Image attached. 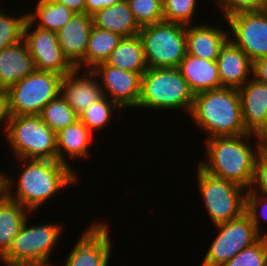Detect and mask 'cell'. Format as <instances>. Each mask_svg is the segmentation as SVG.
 <instances>
[{"mask_svg": "<svg viewBox=\"0 0 267 266\" xmlns=\"http://www.w3.org/2000/svg\"><path fill=\"white\" fill-rule=\"evenodd\" d=\"M148 68H178L187 53L186 25L161 21L141 27Z\"/></svg>", "mask_w": 267, "mask_h": 266, "instance_id": "7", "label": "cell"}, {"mask_svg": "<svg viewBox=\"0 0 267 266\" xmlns=\"http://www.w3.org/2000/svg\"><path fill=\"white\" fill-rule=\"evenodd\" d=\"M107 226L95 221L86 227L63 266H108L113 245Z\"/></svg>", "mask_w": 267, "mask_h": 266, "instance_id": "13", "label": "cell"}, {"mask_svg": "<svg viewBox=\"0 0 267 266\" xmlns=\"http://www.w3.org/2000/svg\"><path fill=\"white\" fill-rule=\"evenodd\" d=\"M34 12H27V18L37 27L57 32L75 14L63 4L51 0H38Z\"/></svg>", "mask_w": 267, "mask_h": 266, "instance_id": "27", "label": "cell"}, {"mask_svg": "<svg viewBox=\"0 0 267 266\" xmlns=\"http://www.w3.org/2000/svg\"><path fill=\"white\" fill-rule=\"evenodd\" d=\"M5 136L17 159L57 160L56 133L39 115H10Z\"/></svg>", "mask_w": 267, "mask_h": 266, "instance_id": "6", "label": "cell"}, {"mask_svg": "<svg viewBox=\"0 0 267 266\" xmlns=\"http://www.w3.org/2000/svg\"><path fill=\"white\" fill-rule=\"evenodd\" d=\"M121 108L103 95L99 100L91 104L79 116V120L94 134L105 127L115 114V111L121 113ZM114 112V113H113ZM113 113V114H112Z\"/></svg>", "mask_w": 267, "mask_h": 266, "instance_id": "29", "label": "cell"}, {"mask_svg": "<svg viewBox=\"0 0 267 266\" xmlns=\"http://www.w3.org/2000/svg\"><path fill=\"white\" fill-rule=\"evenodd\" d=\"M178 69L194 95L222 88L217 61H209L186 53Z\"/></svg>", "mask_w": 267, "mask_h": 266, "instance_id": "21", "label": "cell"}, {"mask_svg": "<svg viewBox=\"0 0 267 266\" xmlns=\"http://www.w3.org/2000/svg\"><path fill=\"white\" fill-rule=\"evenodd\" d=\"M5 173L0 172V198L5 194Z\"/></svg>", "mask_w": 267, "mask_h": 266, "instance_id": "42", "label": "cell"}, {"mask_svg": "<svg viewBox=\"0 0 267 266\" xmlns=\"http://www.w3.org/2000/svg\"><path fill=\"white\" fill-rule=\"evenodd\" d=\"M249 190L267 197V148H262L257 154L254 178Z\"/></svg>", "mask_w": 267, "mask_h": 266, "instance_id": "36", "label": "cell"}, {"mask_svg": "<svg viewBox=\"0 0 267 266\" xmlns=\"http://www.w3.org/2000/svg\"><path fill=\"white\" fill-rule=\"evenodd\" d=\"M0 9V51L23 40L27 13L9 16Z\"/></svg>", "mask_w": 267, "mask_h": 266, "instance_id": "30", "label": "cell"}, {"mask_svg": "<svg viewBox=\"0 0 267 266\" xmlns=\"http://www.w3.org/2000/svg\"><path fill=\"white\" fill-rule=\"evenodd\" d=\"M9 119H10V113H9L8 92L7 90L0 89V127L1 125H4L3 126L4 128H2L4 131V134H5Z\"/></svg>", "mask_w": 267, "mask_h": 266, "instance_id": "38", "label": "cell"}, {"mask_svg": "<svg viewBox=\"0 0 267 266\" xmlns=\"http://www.w3.org/2000/svg\"><path fill=\"white\" fill-rule=\"evenodd\" d=\"M223 18L239 12L259 11L267 8L264 0H214ZM218 3V4H217Z\"/></svg>", "mask_w": 267, "mask_h": 266, "instance_id": "35", "label": "cell"}, {"mask_svg": "<svg viewBox=\"0 0 267 266\" xmlns=\"http://www.w3.org/2000/svg\"><path fill=\"white\" fill-rule=\"evenodd\" d=\"M228 39V29L226 31L209 23L186 25V49L192 56L216 61Z\"/></svg>", "mask_w": 267, "mask_h": 266, "instance_id": "19", "label": "cell"}, {"mask_svg": "<svg viewBox=\"0 0 267 266\" xmlns=\"http://www.w3.org/2000/svg\"><path fill=\"white\" fill-rule=\"evenodd\" d=\"M263 238L265 239V241L267 243V232L263 233Z\"/></svg>", "mask_w": 267, "mask_h": 266, "instance_id": "43", "label": "cell"}, {"mask_svg": "<svg viewBox=\"0 0 267 266\" xmlns=\"http://www.w3.org/2000/svg\"><path fill=\"white\" fill-rule=\"evenodd\" d=\"M39 116L55 133H58L79 119V116L61 95L48 102Z\"/></svg>", "mask_w": 267, "mask_h": 266, "instance_id": "28", "label": "cell"}, {"mask_svg": "<svg viewBox=\"0 0 267 266\" xmlns=\"http://www.w3.org/2000/svg\"><path fill=\"white\" fill-rule=\"evenodd\" d=\"M92 19L93 26L117 33L122 37L136 36L141 29L126 0L104 7L93 14Z\"/></svg>", "mask_w": 267, "mask_h": 266, "instance_id": "23", "label": "cell"}, {"mask_svg": "<svg viewBox=\"0 0 267 266\" xmlns=\"http://www.w3.org/2000/svg\"><path fill=\"white\" fill-rule=\"evenodd\" d=\"M214 227L218 229V234L209 246L201 266H223L241 250L252 246L261 238L246 213Z\"/></svg>", "mask_w": 267, "mask_h": 266, "instance_id": "10", "label": "cell"}, {"mask_svg": "<svg viewBox=\"0 0 267 266\" xmlns=\"http://www.w3.org/2000/svg\"><path fill=\"white\" fill-rule=\"evenodd\" d=\"M190 115L208 138L247 134L238 89L222 87L194 95ZM209 134V135H208Z\"/></svg>", "mask_w": 267, "mask_h": 266, "instance_id": "3", "label": "cell"}, {"mask_svg": "<svg viewBox=\"0 0 267 266\" xmlns=\"http://www.w3.org/2000/svg\"><path fill=\"white\" fill-rule=\"evenodd\" d=\"M65 5L74 13H85V0H51Z\"/></svg>", "mask_w": 267, "mask_h": 266, "instance_id": "40", "label": "cell"}, {"mask_svg": "<svg viewBox=\"0 0 267 266\" xmlns=\"http://www.w3.org/2000/svg\"><path fill=\"white\" fill-rule=\"evenodd\" d=\"M124 0H85V13L92 16L104 7L123 2Z\"/></svg>", "mask_w": 267, "mask_h": 266, "instance_id": "37", "label": "cell"}, {"mask_svg": "<svg viewBox=\"0 0 267 266\" xmlns=\"http://www.w3.org/2000/svg\"><path fill=\"white\" fill-rule=\"evenodd\" d=\"M23 41L33 58L36 70L65 76L75 68L62 53L57 32L37 27L27 18Z\"/></svg>", "mask_w": 267, "mask_h": 266, "instance_id": "11", "label": "cell"}, {"mask_svg": "<svg viewBox=\"0 0 267 266\" xmlns=\"http://www.w3.org/2000/svg\"><path fill=\"white\" fill-rule=\"evenodd\" d=\"M246 191L245 213L250 217L258 234L263 237L260 229V221L262 220L260 217H263V219L267 221V197L251 192L248 189ZM259 213H261L262 216L261 214L259 216Z\"/></svg>", "mask_w": 267, "mask_h": 266, "instance_id": "34", "label": "cell"}, {"mask_svg": "<svg viewBox=\"0 0 267 266\" xmlns=\"http://www.w3.org/2000/svg\"><path fill=\"white\" fill-rule=\"evenodd\" d=\"M22 165L18 181L5 174V194L35 212L61 190L78 181L76 171L57 160L17 159ZM25 163V164H24ZM17 185V187L15 186ZM14 186V187H13ZM17 189L14 191V189Z\"/></svg>", "mask_w": 267, "mask_h": 266, "instance_id": "1", "label": "cell"}, {"mask_svg": "<svg viewBox=\"0 0 267 266\" xmlns=\"http://www.w3.org/2000/svg\"><path fill=\"white\" fill-rule=\"evenodd\" d=\"M238 94L246 131L256 135L267 120V84L251 77Z\"/></svg>", "mask_w": 267, "mask_h": 266, "instance_id": "18", "label": "cell"}, {"mask_svg": "<svg viewBox=\"0 0 267 266\" xmlns=\"http://www.w3.org/2000/svg\"><path fill=\"white\" fill-rule=\"evenodd\" d=\"M194 93L178 68H147L142 74L137 108L186 110L192 108Z\"/></svg>", "mask_w": 267, "mask_h": 266, "instance_id": "4", "label": "cell"}, {"mask_svg": "<svg viewBox=\"0 0 267 266\" xmlns=\"http://www.w3.org/2000/svg\"><path fill=\"white\" fill-rule=\"evenodd\" d=\"M92 71L101 81L103 95L110 98L121 109L137 108L141 93L142 75L119 69L106 62L97 65Z\"/></svg>", "mask_w": 267, "mask_h": 266, "instance_id": "14", "label": "cell"}, {"mask_svg": "<svg viewBox=\"0 0 267 266\" xmlns=\"http://www.w3.org/2000/svg\"><path fill=\"white\" fill-rule=\"evenodd\" d=\"M122 38L117 33L93 26L85 54V69L92 70L105 63Z\"/></svg>", "mask_w": 267, "mask_h": 266, "instance_id": "26", "label": "cell"}, {"mask_svg": "<svg viewBox=\"0 0 267 266\" xmlns=\"http://www.w3.org/2000/svg\"><path fill=\"white\" fill-rule=\"evenodd\" d=\"M35 70L33 58L23 40L0 51V89L8 90Z\"/></svg>", "mask_w": 267, "mask_h": 266, "instance_id": "20", "label": "cell"}, {"mask_svg": "<svg viewBox=\"0 0 267 266\" xmlns=\"http://www.w3.org/2000/svg\"><path fill=\"white\" fill-rule=\"evenodd\" d=\"M92 27V16L75 13L65 26L57 31L62 53L75 68L85 69V54Z\"/></svg>", "mask_w": 267, "mask_h": 266, "instance_id": "16", "label": "cell"}, {"mask_svg": "<svg viewBox=\"0 0 267 266\" xmlns=\"http://www.w3.org/2000/svg\"><path fill=\"white\" fill-rule=\"evenodd\" d=\"M251 137L257 141L255 148L247 143ZM205 142L207 159L203 158L198 165L212 176L231 181L249 190L254 178L256 157L262 149L256 136L247 133L208 138Z\"/></svg>", "mask_w": 267, "mask_h": 266, "instance_id": "2", "label": "cell"}, {"mask_svg": "<svg viewBox=\"0 0 267 266\" xmlns=\"http://www.w3.org/2000/svg\"><path fill=\"white\" fill-rule=\"evenodd\" d=\"M197 182L201 198L214 225L241 217L246 208L245 188L210 175L199 165Z\"/></svg>", "mask_w": 267, "mask_h": 266, "instance_id": "8", "label": "cell"}, {"mask_svg": "<svg viewBox=\"0 0 267 266\" xmlns=\"http://www.w3.org/2000/svg\"><path fill=\"white\" fill-rule=\"evenodd\" d=\"M216 61L222 87L239 89L253 76V61L230 39Z\"/></svg>", "mask_w": 267, "mask_h": 266, "instance_id": "17", "label": "cell"}, {"mask_svg": "<svg viewBox=\"0 0 267 266\" xmlns=\"http://www.w3.org/2000/svg\"><path fill=\"white\" fill-rule=\"evenodd\" d=\"M81 71L74 68L63 76L60 84V95L78 116L103 96L100 80L96 74L92 70H85V74Z\"/></svg>", "mask_w": 267, "mask_h": 266, "instance_id": "15", "label": "cell"}, {"mask_svg": "<svg viewBox=\"0 0 267 266\" xmlns=\"http://www.w3.org/2000/svg\"><path fill=\"white\" fill-rule=\"evenodd\" d=\"M223 266H267V243L261 237L252 246L241 250Z\"/></svg>", "mask_w": 267, "mask_h": 266, "instance_id": "33", "label": "cell"}, {"mask_svg": "<svg viewBox=\"0 0 267 266\" xmlns=\"http://www.w3.org/2000/svg\"><path fill=\"white\" fill-rule=\"evenodd\" d=\"M226 22L229 39L253 62L267 57V8L233 14Z\"/></svg>", "mask_w": 267, "mask_h": 266, "instance_id": "12", "label": "cell"}, {"mask_svg": "<svg viewBox=\"0 0 267 266\" xmlns=\"http://www.w3.org/2000/svg\"><path fill=\"white\" fill-rule=\"evenodd\" d=\"M106 63L113 67L142 75L148 66L145 60L141 37L139 35L123 37L110 54Z\"/></svg>", "mask_w": 267, "mask_h": 266, "instance_id": "25", "label": "cell"}, {"mask_svg": "<svg viewBox=\"0 0 267 266\" xmlns=\"http://www.w3.org/2000/svg\"><path fill=\"white\" fill-rule=\"evenodd\" d=\"M94 135L79 119L56 133L57 161L71 168L66 156L70 160L90 157L89 143Z\"/></svg>", "mask_w": 267, "mask_h": 266, "instance_id": "22", "label": "cell"}, {"mask_svg": "<svg viewBox=\"0 0 267 266\" xmlns=\"http://www.w3.org/2000/svg\"><path fill=\"white\" fill-rule=\"evenodd\" d=\"M253 77L267 84V57L253 62Z\"/></svg>", "mask_w": 267, "mask_h": 266, "instance_id": "39", "label": "cell"}, {"mask_svg": "<svg viewBox=\"0 0 267 266\" xmlns=\"http://www.w3.org/2000/svg\"><path fill=\"white\" fill-rule=\"evenodd\" d=\"M31 214L27 208L6 194L0 198V258L8 251L14 237Z\"/></svg>", "mask_w": 267, "mask_h": 266, "instance_id": "24", "label": "cell"}, {"mask_svg": "<svg viewBox=\"0 0 267 266\" xmlns=\"http://www.w3.org/2000/svg\"><path fill=\"white\" fill-rule=\"evenodd\" d=\"M28 226L30 224L26 219L0 261L6 266H53L49 259L60 241L63 230L61 224Z\"/></svg>", "mask_w": 267, "mask_h": 266, "instance_id": "5", "label": "cell"}, {"mask_svg": "<svg viewBox=\"0 0 267 266\" xmlns=\"http://www.w3.org/2000/svg\"><path fill=\"white\" fill-rule=\"evenodd\" d=\"M262 148H267V120L262 129L255 135Z\"/></svg>", "mask_w": 267, "mask_h": 266, "instance_id": "41", "label": "cell"}, {"mask_svg": "<svg viewBox=\"0 0 267 266\" xmlns=\"http://www.w3.org/2000/svg\"><path fill=\"white\" fill-rule=\"evenodd\" d=\"M62 78L54 72L35 70L15 83L7 90L10 115H39L60 95Z\"/></svg>", "mask_w": 267, "mask_h": 266, "instance_id": "9", "label": "cell"}, {"mask_svg": "<svg viewBox=\"0 0 267 266\" xmlns=\"http://www.w3.org/2000/svg\"><path fill=\"white\" fill-rule=\"evenodd\" d=\"M140 27L163 21V5L160 0H126Z\"/></svg>", "mask_w": 267, "mask_h": 266, "instance_id": "32", "label": "cell"}, {"mask_svg": "<svg viewBox=\"0 0 267 266\" xmlns=\"http://www.w3.org/2000/svg\"><path fill=\"white\" fill-rule=\"evenodd\" d=\"M198 0H164L163 20L167 22L191 25L193 18L197 15Z\"/></svg>", "mask_w": 267, "mask_h": 266, "instance_id": "31", "label": "cell"}]
</instances>
